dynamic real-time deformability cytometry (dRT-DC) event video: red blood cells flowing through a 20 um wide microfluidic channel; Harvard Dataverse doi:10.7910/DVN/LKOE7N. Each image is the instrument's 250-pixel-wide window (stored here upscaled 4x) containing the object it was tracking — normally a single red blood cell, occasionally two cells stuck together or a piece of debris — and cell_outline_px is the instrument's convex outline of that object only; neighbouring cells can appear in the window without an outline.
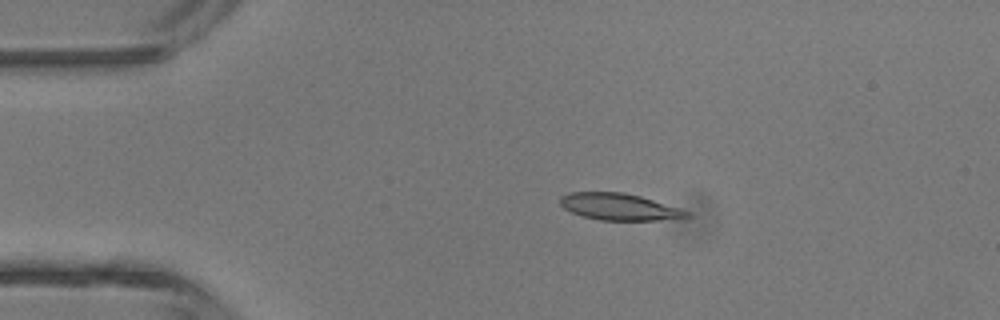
{"species": "common noctule bat (a hibernating species)", "species_latin": "Nyctalus noctula", "temperature_condition": "room temperature", "stored_images_in_passage": 3, "camera_frame_rate_fps": 3000, "um_per_image_px": 0.085, "animal": {"sex": "male", "body_mass_g": 13.3}, "frame": {"image": 1, "passage_image": 2, "time_ms": 1.333, "image_size_px": [1000, 320], "cell_outline_px": [[692, 216], [656, 220], [600, 220], [584, 216], [572, 212], [564, 208], [560, 204], [560, 196], [568, 192], [620, 192], [640, 196], [680, 208], [692, 212]], "centroid_in_image_um": [52.63, 17.57], "position_along_channel_um": 32.4, "area_um2": 19.59}}